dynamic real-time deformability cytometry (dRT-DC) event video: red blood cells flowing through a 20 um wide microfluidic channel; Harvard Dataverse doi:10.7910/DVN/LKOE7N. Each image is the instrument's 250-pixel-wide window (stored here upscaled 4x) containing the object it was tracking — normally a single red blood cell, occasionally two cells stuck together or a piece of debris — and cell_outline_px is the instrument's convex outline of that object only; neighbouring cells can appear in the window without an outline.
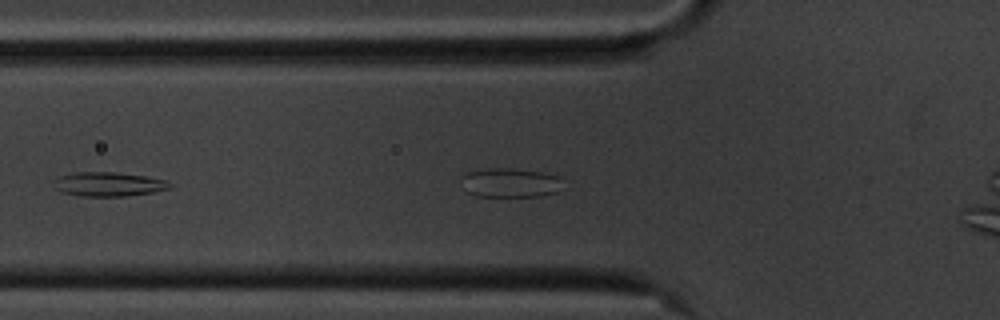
{"species": "common noctule bat (a hibernating species)", "species_latin": "Nyctalus noctula", "temperature_condition": "cold", "stored_images_in_passage": 24, "camera_frame_rate_fps": 3000, "um_per_image_px": 0.085, "animal": {"sex": "male", "body_mass_g": 20.1, "forearm_length_mm": 53.5}, "frame": {"image": 1, "passage_image": 8, "time_ms": 2.333, "image_size_px": [1000, 320], "cell_outline_px": [[172, 184], [168, 188], [152, 192], [124, 196], [80, 196], [60, 192], [52, 188], [52, 180], [56, 176], [76, 172], [116, 172], [144, 176], [164, 180]], "centroid_in_image_um": [9.08, 15.65], "position_along_channel_um": 116.7, "area_um2": 16.47}}
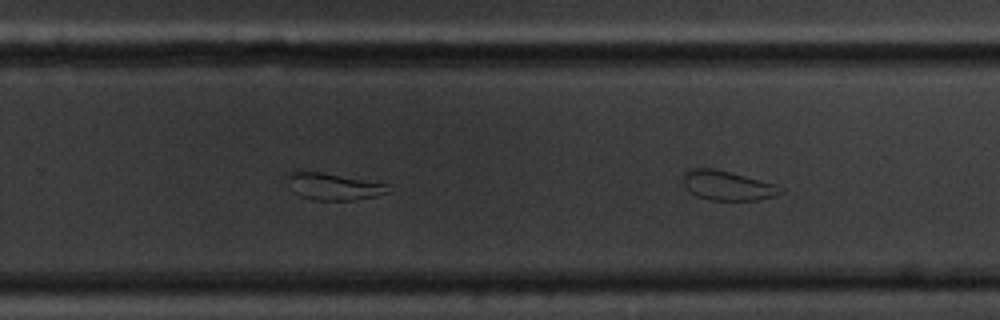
{"frame": {"image": 2, "passage_image": 24, "time_ms": 7.667, "image_size_px": [1000, 320], "cell_outline_px": [[784, 192], [776, 196], [760, 200], [712, 200], [696, 196], [684, 184], [684, 172], [692, 168], [716, 168], [776, 184], [784, 188]], "centroid_in_image_um": [61.9, 15.77], "position_along_channel_um": 267.9, "area_um2": 16.82}}